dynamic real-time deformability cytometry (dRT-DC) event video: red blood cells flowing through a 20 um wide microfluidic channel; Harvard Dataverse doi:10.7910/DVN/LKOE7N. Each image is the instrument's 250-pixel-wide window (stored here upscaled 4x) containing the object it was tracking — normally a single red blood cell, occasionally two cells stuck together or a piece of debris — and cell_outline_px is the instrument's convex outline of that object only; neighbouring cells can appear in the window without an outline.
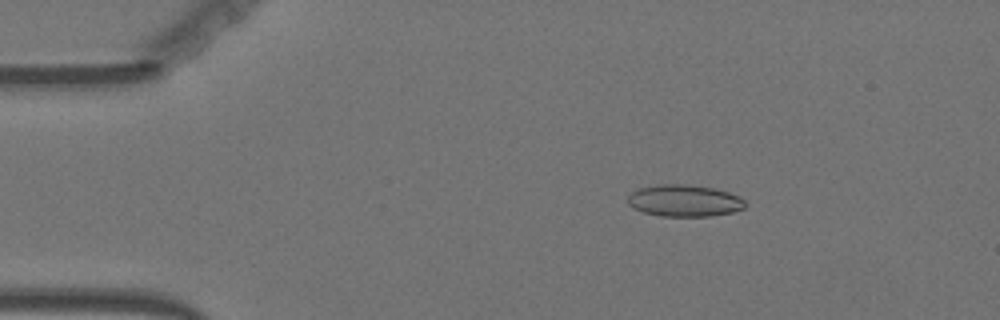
{"species": "Egyptian fruit bat (a non-hibernating species)", "species_latin": "Rousettus aegyptiacus", "temperature_condition": "warm", "stored_images_in_passage": 55, "camera_frame_rate_fps": 3000, "um_per_image_px": 0.085, "animal": {"sex": "female"}, "frame": {"image": 1, "passage_image": 9, "time_ms": 2.667, "image_size_px": [1000, 320], "cell_outline_px": [[744, 208], [732, 212], [712, 216], [660, 216], [644, 212], [632, 208], [628, 204], [628, 196], [632, 192], [640, 188], [660, 184], [688, 184], [712, 188], [728, 192], [740, 196], [744, 200]], "centroid_in_image_um": [58.16, 17.06], "position_along_channel_um": 26.8, "area_um2": 21.73}}
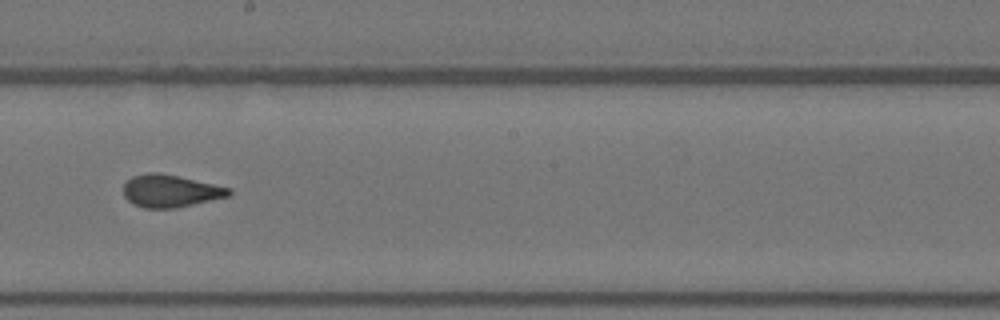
{"frame": {"image": 2, "passage_image": 31, "time_ms": 10.0, "image_size_px": [1000, 320], "cell_outline_px": [[232, 196], [176, 208], [144, 208], [132, 204], [124, 196], [124, 184], [132, 176], [148, 172], [160, 172], [180, 176], [232, 188]], "centroid_in_image_um": [14.52, 16.23], "position_along_channel_um": 233.7, "area_um2": 20.29}}
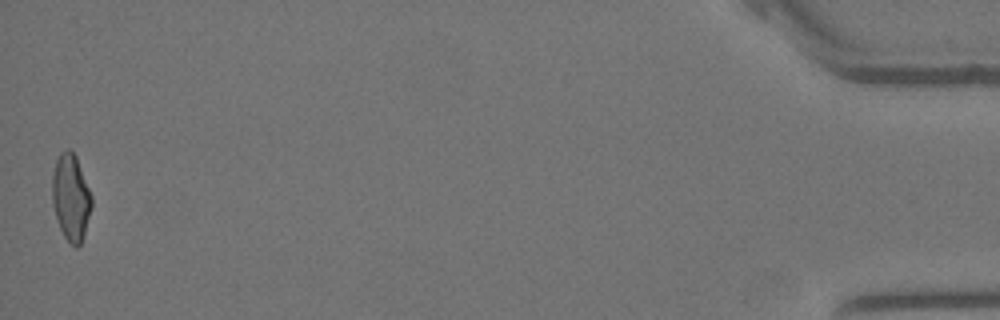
{"frame": {"image": 3, "passage_image": 55, "time_ms": 18.0, "image_size_px": [1000, 320], "cell_outline_px": [[92, 204], [84, 232], [80, 244], [76, 248], [64, 236], [60, 228], [52, 204], [52, 172], [56, 160], [60, 152], [64, 148], [68, 148], [76, 156], [92, 196]], "centroid_in_image_um": [6.0, 16.72], "position_along_channel_um": 429.2, "area_um2": 19.71}, "authors_computed_cell_mechanics": {"area_um2": 20.1722, "velocity_mm_per_s": 3.6457, "shape_relaxation_time_tau1_ms": 6.762, "shape_relaxation_time_tau2_ms": 1.0422, "deformation_change_tau1": 0.168, "deformation_change_tau2": 0.0752}}